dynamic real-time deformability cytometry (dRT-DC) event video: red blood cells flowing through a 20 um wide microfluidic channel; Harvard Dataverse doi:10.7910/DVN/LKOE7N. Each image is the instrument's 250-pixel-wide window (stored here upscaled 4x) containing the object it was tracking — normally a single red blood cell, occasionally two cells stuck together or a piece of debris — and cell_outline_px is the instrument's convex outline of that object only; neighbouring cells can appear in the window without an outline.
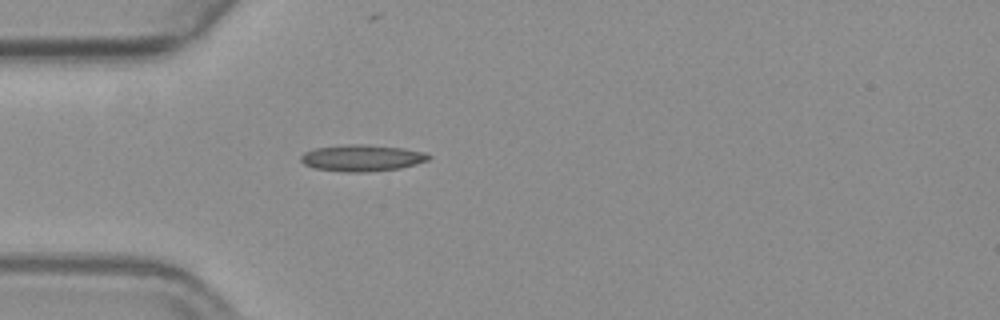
{"species": "common noctule bat (a hibernating species)", "species_latin": "Nyctalus noctula", "temperature_condition": "warm", "stored_images_in_passage": 41, "camera_frame_rate_fps": 3000, "um_per_image_px": 0.085, "animal": {"sex": "female", "body_mass_g": 19.3, "forearm_length_mm": 54.1}, "frame": {"image": 1, "passage_image": 1, "time_ms": 0.0, "image_size_px": [1000, 320], "cell_outline_px": [[428, 156], [424, 160], [392, 168], [320, 168], [308, 164], [304, 160], [304, 156], [308, 152], [324, 148], [392, 148], [412, 152]], "centroid_in_image_um": [30.72, 13.43], "position_along_channel_um": 54.3, "area_um2": 14.97}}
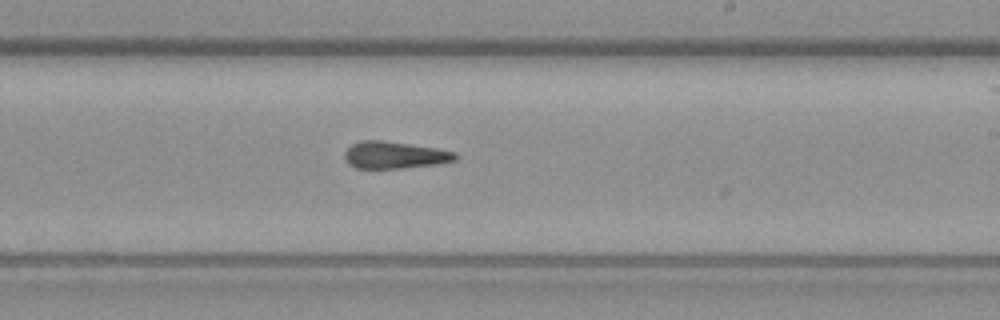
{"frame": {"image": 2, "passage_image": 18, "time_ms": 5.667, "image_size_px": [1000, 320], "cell_outline_px": [[456, 156], [448, 160], [424, 164], [388, 168], [360, 168], [352, 164], [348, 160], [348, 152], [356, 144], [400, 144], [428, 148], [452, 152]], "centroid_in_image_um": [33.53, 13.24], "position_along_channel_um": 255.5, "area_um2": 14.33}}
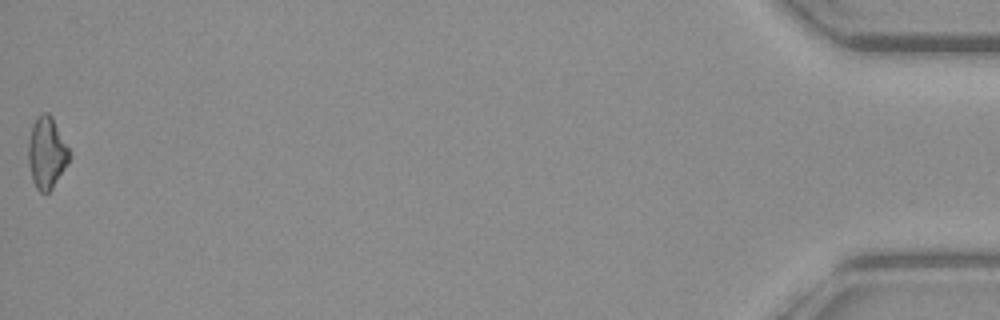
{"frame": {"image": 3, "passage_image": 41, "time_ms": 13.333, "image_size_px": [1000, 320], "cell_outline_px": [[68, 160], [48, 192], [44, 192], [36, 184], [32, 172], [32, 132], [36, 120], [48, 116], [52, 120], [68, 148]], "centroid_in_image_um": [4.04, 13.03], "position_along_channel_um": 431.2, "area_um2": 14.22}, "authors_computed_cell_mechanics": {"area_um2": 14.9702, "velocity_mm_per_s": 3.6552, "shape_relaxation_time_tau1_ms": null, "shape_relaxation_time_tau2_ms": 2.9614, "deformation_change_tau1": null, "deformation_change_tau2": 0.1403}}